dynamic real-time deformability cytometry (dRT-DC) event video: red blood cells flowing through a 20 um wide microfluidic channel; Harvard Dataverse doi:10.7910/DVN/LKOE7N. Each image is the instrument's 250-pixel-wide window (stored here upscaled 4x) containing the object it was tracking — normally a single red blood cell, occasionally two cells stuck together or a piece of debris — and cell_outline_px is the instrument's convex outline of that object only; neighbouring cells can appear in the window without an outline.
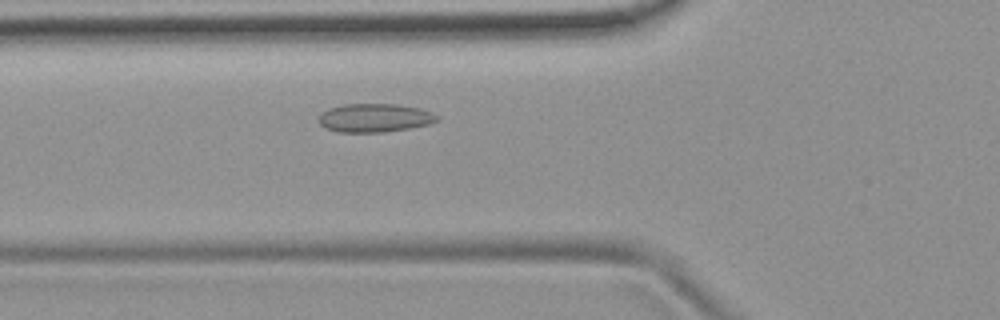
{"species": "common noctule bat (a hibernating species)", "species_latin": "Nyctalus noctula", "temperature_condition": "room temperature", "stored_images_in_passage": 43, "camera_frame_rate_fps": 3000, "um_per_image_px": 0.085, "animal": {"sex": "female", "body_mass_g": 19.9}, "frame": {"image": 1, "passage_image": 11, "time_ms": 3.333, "image_size_px": [1000, 320], "cell_outline_px": [[440, 120], [428, 124], [408, 128], [384, 132], [336, 132], [320, 124], [320, 112], [328, 108], [344, 104], [396, 104], [420, 108], [432, 112], [440, 116]], "centroid_in_image_um": [31.87, 10.01], "position_along_channel_um": 93.9, "area_um2": 19.71}}
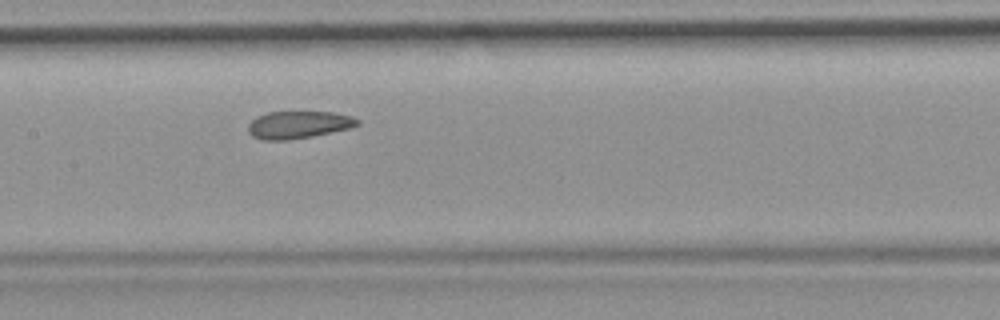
{"frame": {"image": 2, "passage_image": 18, "time_ms": 5.667, "image_size_px": [1000, 320], "cell_outline_px": [[360, 124], [348, 128], [312, 136], [288, 140], [264, 140], [252, 136], [248, 132], [248, 124], [256, 116], [268, 112], [332, 112], [352, 116], [360, 120]], "centroid_in_image_um": [25.34, 10.6], "position_along_channel_um": 182.1, "area_um2": 17.4}}
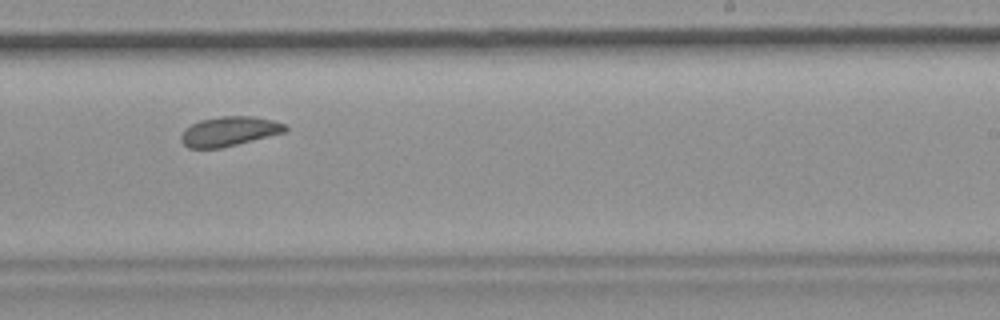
{"frame": {"image": 3, "passage_image": 25, "time_ms": 8.0, "image_size_px": [1000, 320], "cell_outline_px": [[288, 128], [284, 132], [220, 148], [188, 148], [180, 140], [180, 136], [184, 128], [200, 120], [220, 116], [252, 116], [272, 120], [284, 124]], "centroid_in_image_um": [19.43, 11.16], "position_along_channel_um": 269.6, "area_um2": 17.74}, "authors_computed_cell_mechanics": {"area_um2": 18.496, "velocity_mm_per_s": 3.7774, "shape_relaxation_time_tau1_ms": null, "shape_relaxation_time_tau2_ms": 2.6122, "deformation_change_tau1": null, "deformation_change_tau2": 0.0532}}